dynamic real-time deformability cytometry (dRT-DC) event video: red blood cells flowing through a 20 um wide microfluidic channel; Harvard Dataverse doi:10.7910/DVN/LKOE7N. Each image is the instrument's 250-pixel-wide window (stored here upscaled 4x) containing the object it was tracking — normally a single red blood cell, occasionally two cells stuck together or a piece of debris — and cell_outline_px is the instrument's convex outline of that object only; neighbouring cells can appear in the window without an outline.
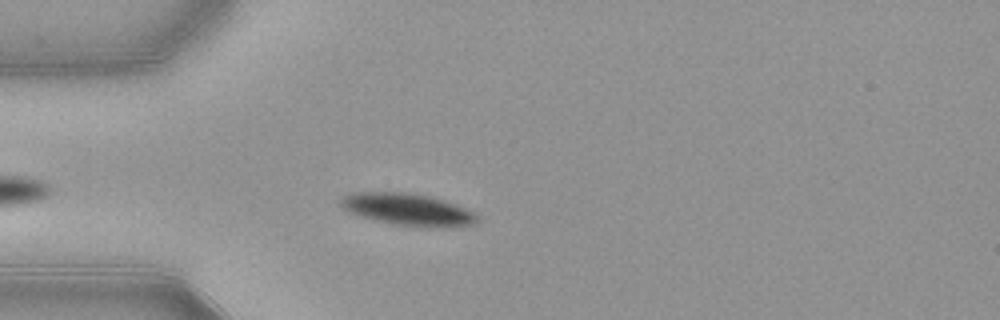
{"species": "common noctule bat (a hibernating species)", "species_latin": "Nyctalus noctula", "temperature_condition": "warm", "stored_images_in_passage": 12, "camera_frame_rate_fps": 3000, "um_per_image_px": 0.085, "animal": {"sex": "female", "body_mass_g": 21.9}, "frame": {"image": 1, "passage_image": 7, "time_ms": 2.0, "image_size_px": [1000, 320], "cell_outline_px": [[476, 224], [452, 228], [420, 228], [392, 224], [372, 220], [348, 212], [340, 204], [340, 200], [344, 196], [352, 192], [412, 192], [444, 200], [456, 204], [472, 212], [476, 216]], "centroid_in_image_um": [34.66, 17.83], "position_along_channel_um": 50.3, "area_um2": 25.95}}
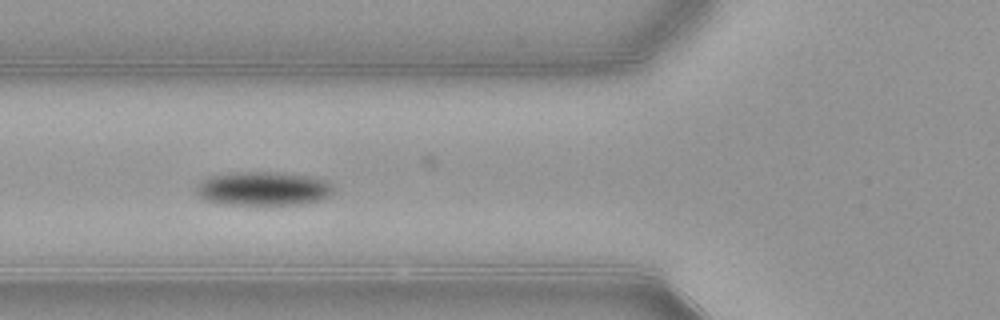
{"frame": {"image": 2, "passage_image": 12, "time_ms": 3.667, "image_size_px": [1000, 320], "cell_outline_px": [[336, 188], [328, 196], [320, 200], [300, 204], [228, 204], [204, 200], [196, 196], [196, 188], [200, 180], [208, 176], [232, 172], [276, 172], [308, 176], [328, 180]], "centroid_in_image_um": [22.35, 16.02], "position_along_channel_um": 103.4, "area_um2": 27.28}}